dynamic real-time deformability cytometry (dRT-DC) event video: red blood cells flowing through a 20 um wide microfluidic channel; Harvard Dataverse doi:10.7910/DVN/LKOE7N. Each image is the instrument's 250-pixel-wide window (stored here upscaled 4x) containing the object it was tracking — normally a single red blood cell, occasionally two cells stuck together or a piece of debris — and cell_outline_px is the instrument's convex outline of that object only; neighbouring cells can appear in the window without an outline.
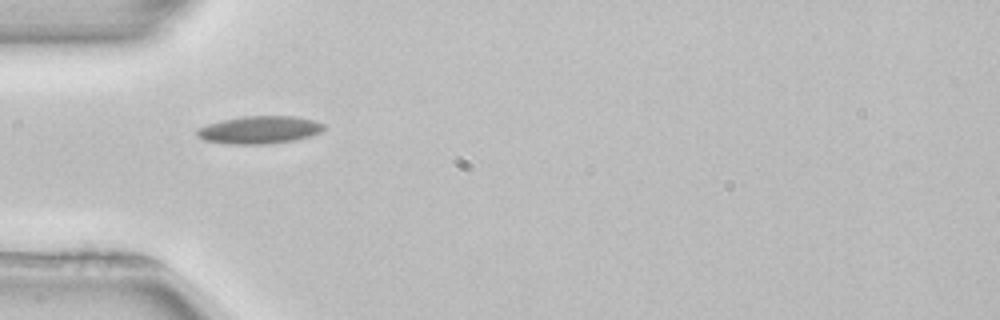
{"species": "common noctule bat (a hibernating species)", "species_latin": "Nyctalus noctula", "temperature_condition": "room temperature", "stored_images_in_passage": 20, "camera_frame_rate_fps": 3000, "um_per_image_px": 0.085, "animal": {"sex": "female", "body_mass_g": 22.7, "forearm_length_mm": 54.2}, "frame": {"image": 1, "passage_image": 1, "time_ms": 0.0, "image_size_px": [1000, 320], "cell_outline_px": [[328, 128], [312, 136], [292, 140], [268, 144], [228, 144], [204, 140], [196, 136], [196, 128], [220, 120], [244, 116], [292, 116], [312, 120], [324, 124]], "centroid_in_image_um": [22.03, 11.04], "position_along_channel_um": 63.0, "area_um2": 20.58}}
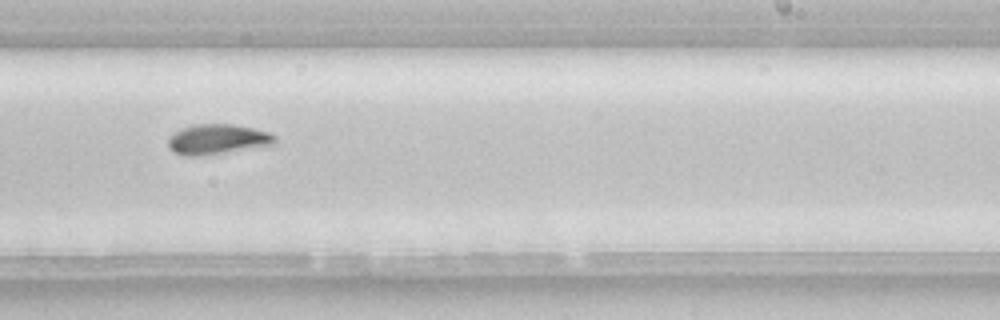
{"frame": {"image": 2, "passage_image": 17, "time_ms": 5.333, "image_size_px": [1000, 320], "cell_outline_px": [[276, 144], [200, 156], [184, 156], [172, 152], [168, 148], [168, 136], [180, 128], [196, 124], [232, 124], [252, 128], [268, 132], [276, 136]], "centroid_in_image_um": [18.43, 11.84], "position_along_channel_um": 270.6, "area_um2": 18.84}}